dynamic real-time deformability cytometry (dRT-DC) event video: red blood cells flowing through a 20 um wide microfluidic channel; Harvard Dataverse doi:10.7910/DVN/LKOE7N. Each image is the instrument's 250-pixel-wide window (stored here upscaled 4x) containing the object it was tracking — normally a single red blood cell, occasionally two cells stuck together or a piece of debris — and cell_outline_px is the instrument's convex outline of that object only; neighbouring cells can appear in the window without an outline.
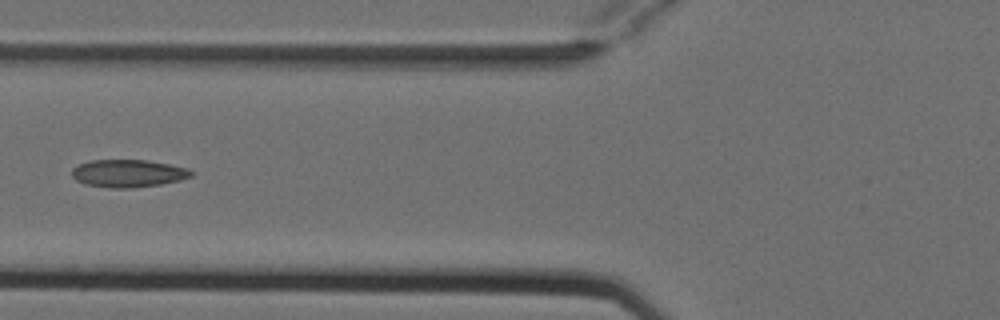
{"species": "Egyptian fruit bat (a non-hibernating species)", "species_latin": "Rousettus aegyptiacus", "temperature_condition": "cold", "stored_images_in_passage": 5, "camera_frame_rate_fps": 3000, "um_per_image_px": 0.085, "animal": {"sex": "female"}, "frame": {"image": 1, "passage_image": 5, "time_ms": 1.333, "image_size_px": [1000, 320], "cell_outline_px": [[192, 176], [180, 180], [160, 184], [132, 188], [112, 188], [84, 184], [76, 180], [72, 176], [72, 168], [76, 164], [88, 160], [148, 160], [188, 168], [192, 172]], "centroid_in_image_um": [10.85, 14.73], "position_along_channel_um": 115.0, "area_um2": 19.31}}